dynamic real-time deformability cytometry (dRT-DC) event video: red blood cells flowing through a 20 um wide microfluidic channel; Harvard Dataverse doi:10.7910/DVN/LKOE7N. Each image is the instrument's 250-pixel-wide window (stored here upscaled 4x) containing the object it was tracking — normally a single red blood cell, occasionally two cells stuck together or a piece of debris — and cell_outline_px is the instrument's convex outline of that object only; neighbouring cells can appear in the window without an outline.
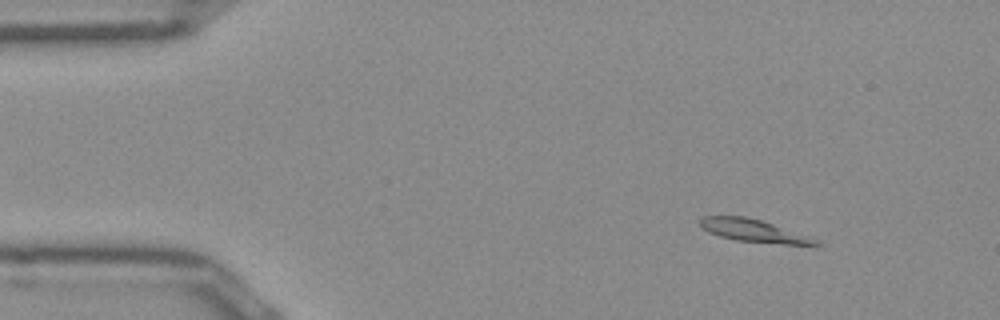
{"species": "Egyptian fruit bat (a non-hibernating species)", "species_latin": "Rousettus aegyptiacus", "temperature_condition": "room temperature", "stored_images_in_passage": 48, "camera_frame_rate_fps": 3000, "um_per_image_px": 0.085, "frame": {"image": 1, "passage_image": 3, "time_ms": 0.667, "image_size_px": [1000, 320], "cell_outline_px": [[820, 244], [784, 244], [736, 240], [720, 236], [708, 232], [700, 224], [700, 220], [704, 216], [744, 216], [760, 220], [812, 236]], "centroid_in_image_um": [64.05, 19.6], "position_along_channel_um": 20.9, "area_um2": 14.91}}
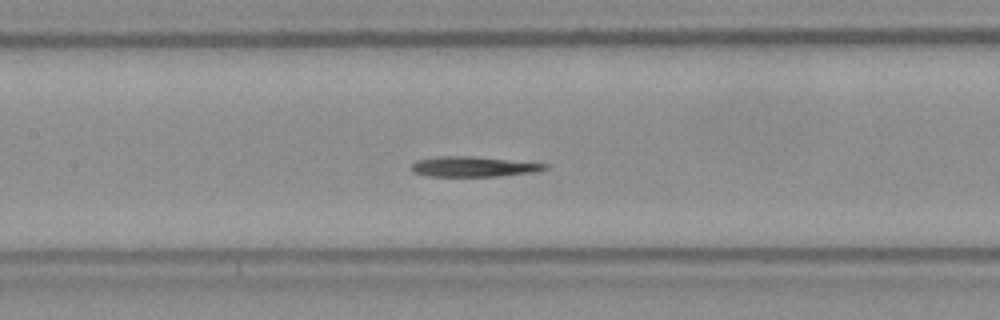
{"frame": {"image": 2, "passage_image": 20, "time_ms": 6.333, "image_size_px": [1000, 320], "cell_outline_px": [[548, 168], [536, 172], [496, 176], [428, 176], [412, 172], [412, 164], [416, 160], [440, 156], [472, 156], [548, 164]], "centroid_in_image_um": [40.22, 14.16], "position_along_channel_um": 167.2, "area_um2": 15.61}}
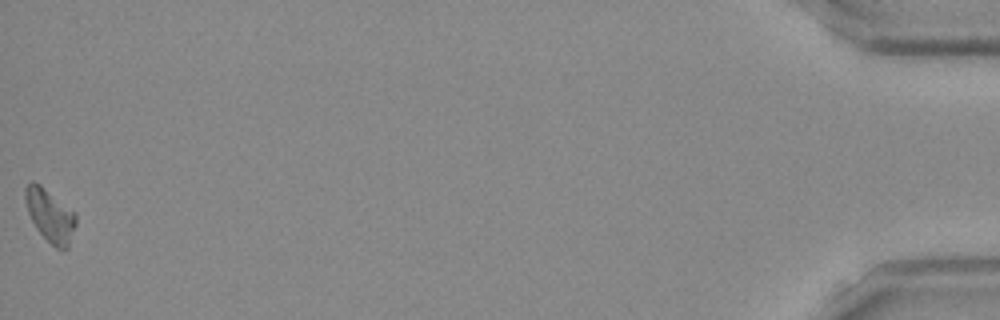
{"frame": {"image": 3, "passage_image": 48, "time_ms": 15.667, "image_size_px": [1000, 320], "cell_outline_px": [[76, 224], [68, 248], [56, 248], [36, 228], [28, 212], [24, 196], [24, 188], [32, 180], [40, 184], [76, 212]], "centroid_in_image_um": [4.26, 18.27], "position_along_channel_um": 430.9, "area_um2": 15.49}}